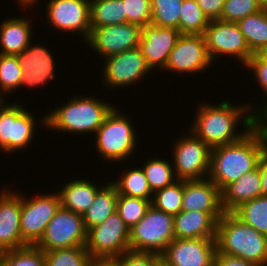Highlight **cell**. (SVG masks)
I'll list each match as a JSON object with an SVG mask.
<instances>
[{"instance_id": "obj_1", "label": "cell", "mask_w": 267, "mask_h": 266, "mask_svg": "<svg viewBox=\"0 0 267 266\" xmlns=\"http://www.w3.org/2000/svg\"><path fill=\"white\" fill-rule=\"evenodd\" d=\"M248 104L234 106V103L228 100L222 101L219 105L201 103L196 110L194 122L188 129L191 128L189 131L211 149L238 142L261 121L256 114V108L251 106L252 103ZM240 121L246 129L237 134L236 126H241L238 124Z\"/></svg>"}, {"instance_id": "obj_2", "label": "cell", "mask_w": 267, "mask_h": 266, "mask_svg": "<svg viewBox=\"0 0 267 266\" xmlns=\"http://www.w3.org/2000/svg\"><path fill=\"white\" fill-rule=\"evenodd\" d=\"M266 144L267 120H261L238 142L212 148L208 178L222 191L258 166Z\"/></svg>"}, {"instance_id": "obj_3", "label": "cell", "mask_w": 267, "mask_h": 266, "mask_svg": "<svg viewBox=\"0 0 267 266\" xmlns=\"http://www.w3.org/2000/svg\"><path fill=\"white\" fill-rule=\"evenodd\" d=\"M69 100L66 104L55 107L54 111L52 110L42 117L41 125L54 131L92 134L97 132L107 115L115 107L95 96H73Z\"/></svg>"}, {"instance_id": "obj_4", "label": "cell", "mask_w": 267, "mask_h": 266, "mask_svg": "<svg viewBox=\"0 0 267 266\" xmlns=\"http://www.w3.org/2000/svg\"><path fill=\"white\" fill-rule=\"evenodd\" d=\"M217 253L267 266V235L243 223L233 213H224L217 222Z\"/></svg>"}, {"instance_id": "obj_5", "label": "cell", "mask_w": 267, "mask_h": 266, "mask_svg": "<svg viewBox=\"0 0 267 266\" xmlns=\"http://www.w3.org/2000/svg\"><path fill=\"white\" fill-rule=\"evenodd\" d=\"M125 115L114 107L95 133L96 151L107 162H124L137 147L139 131L135 132L131 120Z\"/></svg>"}, {"instance_id": "obj_6", "label": "cell", "mask_w": 267, "mask_h": 266, "mask_svg": "<svg viewBox=\"0 0 267 266\" xmlns=\"http://www.w3.org/2000/svg\"><path fill=\"white\" fill-rule=\"evenodd\" d=\"M174 238V216L151 205L145 216L130 229L129 249L162 255Z\"/></svg>"}, {"instance_id": "obj_7", "label": "cell", "mask_w": 267, "mask_h": 266, "mask_svg": "<svg viewBox=\"0 0 267 266\" xmlns=\"http://www.w3.org/2000/svg\"><path fill=\"white\" fill-rule=\"evenodd\" d=\"M187 132V135L175 141L172 148L175 175L179 180L206 179L210 171L212 149L189 129Z\"/></svg>"}, {"instance_id": "obj_8", "label": "cell", "mask_w": 267, "mask_h": 266, "mask_svg": "<svg viewBox=\"0 0 267 266\" xmlns=\"http://www.w3.org/2000/svg\"><path fill=\"white\" fill-rule=\"evenodd\" d=\"M61 201L59 193L35 195L31 199L21 194L20 228L22 239L36 245L43 237L49 221L55 216Z\"/></svg>"}, {"instance_id": "obj_9", "label": "cell", "mask_w": 267, "mask_h": 266, "mask_svg": "<svg viewBox=\"0 0 267 266\" xmlns=\"http://www.w3.org/2000/svg\"><path fill=\"white\" fill-rule=\"evenodd\" d=\"M86 243L87 230L82 215L60 207L36 246L44 252H49L86 246Z\"/></svg>"}, {"instance_id": "obj_10", "label": "cell", "mask_w": 267, "mask_h": 266, "mask_svg": "<svg viewBox=\"0 0 267 266\" xmlns=\"http://www.w3.org/2000/svg\"><path fill=\"white\" fill-rule=\"evenodd\" d=\"M17 103H8L0 110V151L17 152L32 142L35 135L34 114Z\"/></svg>"}, {"instance_id": "obj_11", "label": "cell", "mask_w": 267, "mask_h": 266, "mask_svg": "<svg viewBox=\"0 0 267 266\" xmlns=\"http://www.w3.org/2000/svg\"><path fill=\"white\" fill-rule=\"evenodd\" d=\"M203 35L213 63L219 56L226 55L236 58L245 66L254 55L236 22L210 20Z\"/></svg>"}, {"instance_id": "obj_12", "label": "cell", "mask_w": 267, "mask_h": 266, "mask_svg": "<svg viewBox=\"0 0 267 266\" xmlns=\"http://www.w3.org/2000/svg\"><path fill=\"white\" fill-rule=\"evenodd\" d=\"M129 244L130 228L117 211L87 231L86 249L90 256L118 257L130 250Z\"/></svg>"}, {"instance_id": "obj_13", "label": "cell", "mask_w": 267, "mask_h": 266, "mask_svg": "<svg viewBox=\"0 0 267 266\" xmlns=\"http://www.w3.org/2000/svg\"><path fill=\"white\" fill-rule=\"evenodd\" d=\"M104 60L103 73L100 76L103 77V87L112 90L136 84L151 71L140 47L108 56Z\"/></svg>"}, {"instance_id": "obj_14", "label": "cell", "mask_w": 267, "mask_h": 266, "mask_svg": "<svg viewBox=\"0 0 267 266\" xmlns=\"http://www.w3.org/2000/svg\"><path fill=\"white\" fill-rule=\"evenodd\" d=\"M216 238H174L161 255L163 266H214Z\"/></svg>"}, {"instance_id": "obj_15", "label": "cell", "mask_w": 267, "mask_h": 266, "mask_svg": "<svg viewBox=\"0 0 267 266\" xmlns=\"http://www.w3.org/2000/svg\"><path fill=\"white\" fill-rule=\"evenodd\" d=\"M46 18L55 30L78 33L86 40L91 34L90 0H48Z\"/></svg>"}, {"instance_id": "obj_16", "label": "cell", "mask_w": 267, "mask_h": 266, "mask_svg": "<svg viewBox=\"0 0 267 266\" xmlns=\"http://www.w3.org/2000/svg\"><path fill=\"white\" fill-rule=\"evenodd\" d=\"M141 36L142 27L127 22L91 28L86 44L105 59L108 56L139 47Z\"/></svg>"}, {"instance_id": "obj_17", "label": "cell", "mask_w": 267, "mask_h": 266, "mask_svg": "<svg viewBox=\"0 0 267 266\" xmlns=\"http://www.w3.org/2000/svg\"><path fill=\"white\" fill-rule=\"evenodd\" d=\"M212 63L204 35L181 34L169 54L164 71L195 75L203 73Z\"/></svg>"}, {"instance_id": "obj_18", "label": "cell", "mask_w": 267, "mask_h": 266, "mask_svg": "<svg viewBox=\"0 0 267 266\" xmlns=\"http://www.w3.org/2000/svg\"><path fill=\"white\" fill-rule=\"evenodd\" d=\"M180 35V31L173 27H159L151 24L142 27L139 47L151 70L158 67L160 71L165 69L169 54Z\"/></svg>"}, {"instance_id": "obj_19", "label": "cell", "mask_w": 267, "mask_h": 266, "mask_svg": "<svg viewBox=\"0 0 267 266\" xmlns=\"http://www.w3.org/2000/svg\"><path fill=\"white\" fill-rule=\"evenodd\" d=\"M182 211L210 213L219 221L225 213L222 207L221 190L209 178L183 180Z\"/></svg>"}, {"instance_id": "obj_20", "label": "cell", "mask_w": 267, "mask_h": 266, "mask_svg": "<svg viewBox=\"0 0 267 266\" xmlns=\"http://www.w3.org/2000/svg\"><path fill=\"white\" fill-rule=\"evenodd\" d=\"M29 44L21 53L18 59L22 67V82L21 87H40L46 85L47 81L55 77V59L51 52L44 46Z\"/></svg>"}, {"instance_id": "obj_21", "label": "cell", "mask_w": 267, "mask_h": 266, "mask_svg": "<svg viewBox=\"0 0 267 266\" xmlns=\"http://www.w3.org/2000/svg\"><path fill=\"white\" fill-rule=\"evenodd\" d=\"M7 188L0 191V246L5 251L28 245L22 239L20 228L21 193Z\"/></svg>"}, {"instance_id": "obj_22", "label": "cell", "mask_w": 267, "mask_h": 266, "mask_svg": "<svg viewBox=\"0 0 267 266\" xmlns=\"http://www.w3.org/2000/svg\"><path fill=\"white\" fill-rule=\"evenodd\" d=\"M222 207L225 213H232L241 204L262 195L259 167L245 173L222 191Z\"/></svg>"}, {"instance_id": "obj_23", "label": "cell", "mask_w": 267, "mask_h": 266, "mask_svg": "<svg viewBox=\"0 0 267 266\" xmlns=\"http://www.w3.org/2000/svg\"><path fill=\"white\" fill-rule=\"evenodd\" d=\"M217 222L210 213L181 211L174 216L175 238H216Z\"/></svg>"}, {"instance_id": "obj_24", "label": "cell", "mask_w": 267, "mask_h": 266, "mask_svg": "<svg viewBox=\"0 0 267 266\" xmlns=\"http://www.w3.org/2000/svg\"><path fill=\"white\" fill-rule=\"evenodd\" d=\"M28 19L11 17L0 23V54L17 56L32 42V26Z\"/></svg>"}, {"instance_id": "obj_25", "label": "cell", "mask_w": 267, "mask_h": 266, "mask_svg": "<svg viewBox=\"0 0 267 266\" xmlns=\"http://www.w3.org/2000/svg\"><path fill=\"white\" fill-rule=\"evenodd\" d=\"M102 187L86 179H74L57 191L60 196L61 207L83 215L92 205L97 192Z\"/></svg>"}, {"instance_id": "obj_26", "label": "cell", "mask_w": 267, "mask_h": 266, "mask_svg": "<svg viewBox=\"0 0 267 266\" xmlns=\"http://www.w3.org/2000/svg\"><path fill=\"white\" fill-rule=\"evenodd\" d=\"M118 196L117 189L111 181L106 183L105 186L102 185V188L97 192L92 205L82 215L87 231L90 228L103 223L116 211Z\"/></svg>"}, {"instance_id": "obj_27", "label": "cell", "mask_w": 267, "mask_h": 266, "mask_svg": "<svg viewBox=\"0 0 267 266\" xmlns=\"http://www.w3.org/2000/svg\"><path fill=\"white\" fill-rule=\"evenodd\" d=\"M236 23L253 54H259L267 47V7Z\"/></svg>"}, {"instance_id": "obj_28", "label": "cell", "mask_w": 267, "mask_h": 266, "mask_svg": "<svg viewBox=\"0 0 267 266\" xmlns=\"http://www.w3.org/2000/svg\"><path fill=\"white\" fill-rule=\"evenodd\" d=\"M126 23L123 0H90V27Z\"/></svg>"}, {"instance_id": "obj_29", "label": "cell", "mask_w": 267, "mask_h": 266, "mask_svg": "<svg viewBox=\"0 0 267 266\" xmlns=\"http://www.w3.org/2000/svg\"><path fill=\"white\" fill-rule=\"evenodd\" d=\"M120 178L111 183L116 187L119 195H126L136 198L152 199L153 192L149 186L142 167L126 169L122 171Z\"/></svg>"}, {"instance_id": "obj_30", "label": "cell", "mask_w": 267, "mask_h": 266, "mask_svg": "<svg viewBox=\"0 0 267 266\" xmlns=\"http://www.w3.org/2000/svg\"><path fill=\"white\" fill-rule=\"evenodd\" d=\"M243 223L267 235V196H259L241 204L232 212Z\"/></svg>"}, {"instance_id": "obj_31", "label": "cell", "mask_w": 267, "mask_h": 266, "mask_svg": "<svg viewBox=\"0 0 267 266\" xmlns=\"http://www.w3.org/2000/svg\"><path fill=\"white\" fill-rule=\"evenodd\" d=\"M142 169L153 193L178 180L173 164L165 159L150 158L146 160Z\"/></svg>"}, {"instance_id": "obj_32", "label": "cell", "mask_w": 267, "mask_h": 266, "mask_svg": "<svg viewBox=\"0 0 267 266\" xmlns=\"http://www.w3.org/2000/svg\"><path fill=\"white\" fill-rule=\"evenodd\" d=\"M209 22L196 0H183L179 23L181 34L203 35Z\"/></svg>"}, {"instance_id": "obj_33", "label": "cell", "mask_w": 267, "mask_h": 266, "mask_svg": "<svg viewBox=\"0 0 267 266\" xmlns=\"http://www.w3.org/2000/svg\"><path fill=\"white\" fill-rule=\"evenodd\" d=\"M183 180H177L171 185L153 194L151 205L167 214L176 216L182 211Z\"/></svg>"}, {"instance_id": "obj_34", "label": "cell", "mask_w": 267, "mask_h": 266, "mask_svg": "<svg viewBox=\"0 0 267 266\" xmlns=\"http://www.w3.org/2000/svg\"><path fill=\"white\" fill-rule=\"evenodd\" d=\"M183 0H151V25L179 30Z\"/></svg>"}, {"instance_id": "obj_35", "label": "cell", "mask_w": 267, "mask_h": 266, "mask_svg": "<svg viewBox=\"0 0 267 266\" xmlns=\"http://www.w3.org/2000/svg\"><path fill=\"white\" fill-rule=\"evenodd\" d=\"M151 201L152 199L119 195L116 211L124 223L131 229L145 216V213L151 206Z\"/></svg>"}, {"instance_id": "obj_36", "label": "cell", "mask_w": 267, "mask_h": 266, "mask_svg": "<svg viewBox=\"0 0 267 266\" xmlns=\"http://www.w3.org/2000/svg\"><path fill=\"white\" fill-rule=\"evenodd\" d=\"M22 76L18 56L0 54V90L3 94H12L20 88Z\"/></svg>"}, {"instance_id": "obj_37", "label": "cell", "mask_w": 267, "mask_h": 266, "mask_svg": "<svg viewBox=\"0 0 267 266\" xmlns=\"http://www.w3.org/2000/svg\"><path fill=\"white\" fill-rule=\"evenodd\" d=\"M45 253V266H87L90 258L86 246L56 249Z\"/></svg>"}, {"instance_id": "obj_38", "label": "cell", "mask_w": 267, "mask_h": 266, "mask_svg": "<svg viewBox=\"0 0 267 266\" xmlns=\"http://www.w3.org/2000/svg\"><path fill=\"white\" fill-rule=\"evenodd\" d=\"M3 266H45V253L36 245L5 251Z\"/></svg>"}, {"instance_id": "obj_39", "label": "cell", "mask_w": 267, "mask_h": 266, "mask_svg": "<svg viewBox=\"0 0 267 266\" xmlns=\"http://www.w3.org/2000/svg\"><path fill=\"white\" fill-rule=\"evenodd\" d=\"M264 5L259 0H225L219 20L237 22L260 11Z\"/></svg>"}, {"instance_id": "obj_40", "label": "cell", "mask_w": 267, "mask_h": 266, "mask_svg": "<svg viewBox=\"0 0 267 266\" xmlns=\"http://www.w3.org/2000/svg\"><path fill=\"white\" fill-rule=\"evenodd\" d=\"M244 67L253 71L256 81L258 82V86H261V89L264 92V96L266 98L262 99V102L264 103H261V106H255L257 108L260 107L259 109H256L257 116L261 120H267V60L260 54H254Z\"/></svg>"}, {"instance_id": "obj_41", "label": "cell", "mask_w": 267, "mask_h": 266, "mask_svg": "<svg viewBox=\"0 0 267 266\" xmlns=\"http://www.w3.org/2000/svg\"><path fill=\"white\" fill-rule=\"evenodd\" d=\"M126 23L145 27L151 24V0H123Z\"/></svg>"}, {"instance_id": "obj_42", "label": "cell", "mask_w": 267, "mask_h": 266, "mask_svg": "<svg viewBox=\"0 0 267 266\" xmlns=\"http://www.w3.org/2000/svg\"><path fill=\"white\" fill-rule=\"evenodd\" d=\"M119 266H162V257L154 253L128 250L119 256Z\"/></svg>"}, {"instance_id": "obj_43", "label": "cell", "mask_w": 267, "mask_h": 266, "mask_svg": "<svg viewBox=\"0 0 267 266\" xmlns=\"http://www.w3.org/2000/svg\"><path fill=\"white\" fill-rule=\"evenodd\" d=\"M196 2L209 20L221 18L225 0H196Z\"/></svg>"}, {"instance_id": "obj_44", "label": "cell", "mask_w": 267, "mask_h": 266, "mask_svg": "<svg viewBox=\"0 0 267 266\" xmlns=\"http://www.w3.org/2000/svg\"><path fill=\"white\" fill-rule=\"evenodd\" d=\"M214 266H257L241 258L216 253Z\"/></svg>"}, {"instance_id": "obj_45", "label": "cell", "mask_w": 267, "mask_h": 266, "mask_svg": "<svg viewBox=\"0 0 267 266\" xmlns=\"http://www.w3.org/2000/svg\"><path fill=\"white\" fill-rule=\"evenodd\" d=\"M258 167L261 174L262 195L267 196V144L261 149Z\"/></svg>"}, {"instance_id": "obj_46", "label": "cell", "mask_w": 267, "mask_h": 266, "mask_svg": "<svg viewBox=\"0 0 267 266\" xmlns=\"http://www.w3.org/2000/svg\"><path fill=\"white\" fill-rule=\"evenodd\" d=\"M87 266H119V256H90Z\"/></svg>"}, {"instance_id": "obj_47", "label": "cell", "mask_w": 267, "mask_h": 266, "mask_svg": "<svg viewBox=\"0 0 267 266\" xmlns=\"http://www.w3.org/2000/svg\"><path fill=\"white\" fill-rule=\"evenodd\" d=\"M17 2L18 3H20V4H22V6L21 7H28V8H33V7H35L36 5V3H38V0H17ZM34 5V6H33ZM31 6V7H30ZM33 6V7H32Z\"/></svg>"}, {"instance_id": "obj_48", "label": "cell", "mask_w": 267, "mask_h": 266, "mask_svg": "<svg viewBox=\"0 0 267 266\" xmlns=\"http://www.w3.org/2000/svg\"><path fill=\"white\" fill-rule=\"evenodd\" d=\"M3 92L0 90V110L7 104L5 103L6 101L4 99L5 98V94H2Z\"/></svg>"}, {"instance_id": "obj_49", "label": "cell", "mask_w": 267, "mask_h": 266, "mask_svg": "<svg viewBox=\"0 0 267 266\" xmlns=\"http://www.w3.org/2000/svg\"><path fill=\"white\" fill-rule=\"evenodd\" d=\"M5 250L0 246V266H3Z\"/></svg>"}, {"instance_id": "obj_50", "label": "cell", "mask_w": 267, "mask_h": 266, "mask_svg": "<svg viewBox=\"0 0 267 266\" xmlns=\"http://www.w3.org/2000/svg\"><path fill=\"white\" fill-rule=\"evenodd\" d=\"M264 59L267 60V47L259 53Z\"/></svg>"}, {"instance_id": "obj_51", "label": "cell", "mask_w": 267, "mask_h": 266, "mask_svg": "<svg viewBox=\"0 0 267 266\" xmlns=\"http://www.w3.org/2000/svg\"><path fill=\"white\" fill-rule=\"evenodd\" d=\"M265 7H267V0H259Z\"/></svg>"}]
</instances>
